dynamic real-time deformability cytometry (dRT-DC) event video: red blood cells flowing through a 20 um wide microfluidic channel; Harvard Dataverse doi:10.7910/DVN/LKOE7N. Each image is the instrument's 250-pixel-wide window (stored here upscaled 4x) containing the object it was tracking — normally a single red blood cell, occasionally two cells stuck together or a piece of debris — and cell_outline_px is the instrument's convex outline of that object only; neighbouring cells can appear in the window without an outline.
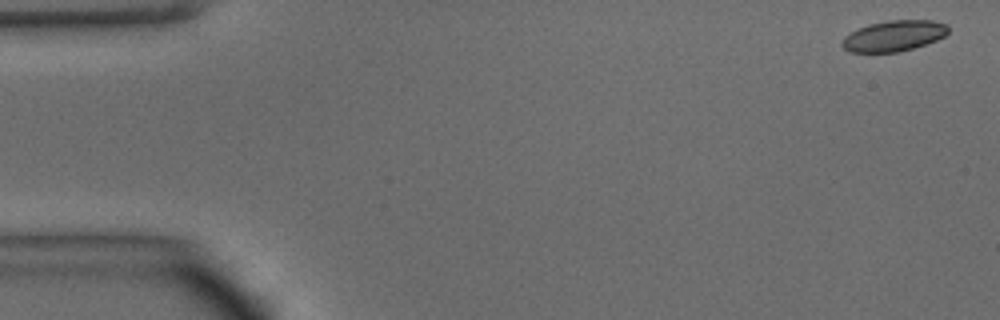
{"species": "common noctule bat (a hibernating species)", "species_latin": "Nyctalus noctula", "temperature_condition": "warm", "stored_images_in_passage": 48, "camera_frame_rate_fps": 3000, "um_per_image_px": 0.085, "animal": {"sex": "male", "body_mass_g": 15.6}, "frame": {"image": 1, "passage_image": 1, "time_ms": 0.0, "image_size_px": [1000, 320], "cell_outline_px": [[948, 32], [944, 36], [936, 40], [900, 52], [848, 52], [840, 44], [844, 36], [868, 24], [888, 20], [932, 20], [948, 24]], "centroid_in_image_um": [75.97, 3.04], "position_along_channel_um": 9.0, "area_um2": 19.02}}
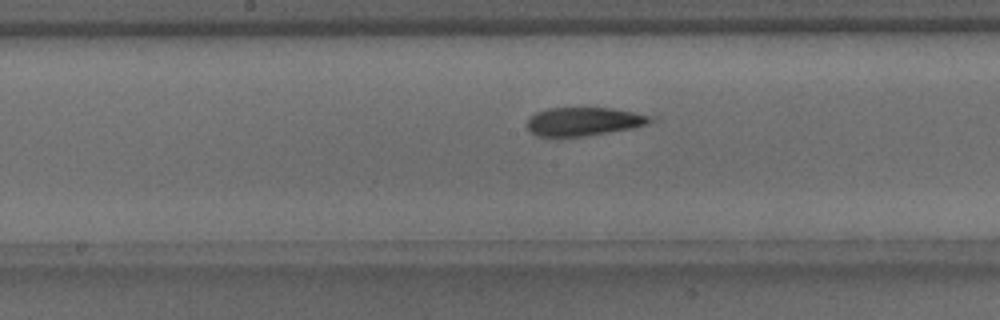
{"frame": {"image": 2, "passage_image": 24, "time_ms": 7.667, "image_size_px": [1000, 320], "cell_outline_px": [[660, 120], [632, 128], [584, 136], [536, 136], [528, 128], [528, 120], [536, 112], [548, 108], [612, 108], [660, 116]], "centroid_in_image_um": [49.76, 10.31], "position_along_channel_um": 198.4, "area_um2": 20.63}}
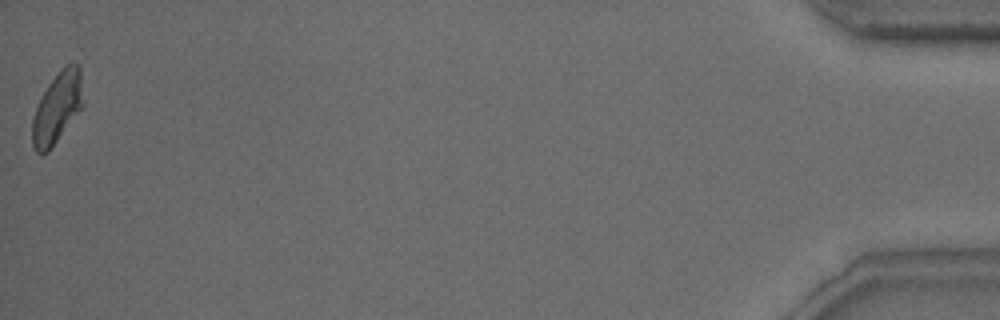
{"frame": {"image": 3, "passage_image": 48, "time_ms": 15.667, "image_size_px": [1000, 320], "cell_outline_px": [[84, 104], [48, 152], [40, 156], [32, 148], [32, 120], [36, 104], [40, 96], [48, 84], [60, 68], [68, 64], [80, 64]], "centroid_in_image_um": [4.84, 9.15], "position_along_channel_um": 430.4, "area_um2": 21.27}, "authors_computed_cell_mechanics": {"area_um2": 21.2415, "velocity_mm_per_s": 4.1227, "shape_relaxation_time_tau1_ms": null, "shape_relaxation_time_tau2_ms": 1.7953, "deformation_change_tau1": null, "deformation_change_tau2": 0.1076}}